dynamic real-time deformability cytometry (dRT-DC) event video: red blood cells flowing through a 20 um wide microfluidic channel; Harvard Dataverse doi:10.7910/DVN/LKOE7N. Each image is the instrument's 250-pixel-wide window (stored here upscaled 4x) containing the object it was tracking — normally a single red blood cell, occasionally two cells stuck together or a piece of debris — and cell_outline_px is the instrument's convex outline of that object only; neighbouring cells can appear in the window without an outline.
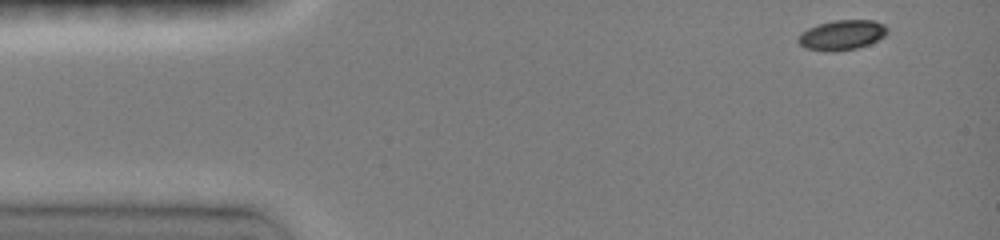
{"species": "common noctule bat (a hibernating species)", "species_latin": "Nyctalus noctula", "temperature_condition": "room temperature", "stored_images_in_passage": 42, "camera_frame_rate_fps": 3000, "um_per_image_px": 0.085, "animal": {"sex": "female", "body_mass_g": 19.0, "forearm_length_mm": 51.5}, "frame": {"image": 1, "passage_image": 1, "time_ms": 0.0, "image_size_px": [1000, 240], "cell_outline_px": [[888, 32], [884, 36], [868, 44], [856, 48], [832, 52], [804, 48], [796, 40], [800, 32], [808, 28], [820, 24], [836, 20], [876, 20], [884, 24], [888, 28]], "centroid_in_image_um": [71.55, 2.97], "position_along_channel_um": 13.5, "area_um2": 15.55}}
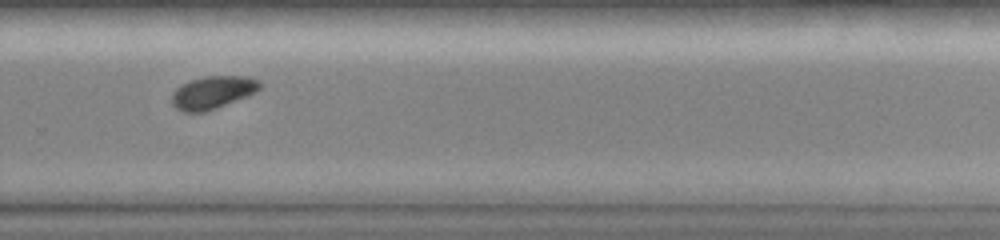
{"frame": {"image": 2, "passage_image": 30, "time_ms": 9.667, "image_size_px": [1000, 240], "cell_outline_px": [[260, 88], [256, 92], [216, 108], [204, 112], [184, 112], [176, 108], [172, 104], [172, 92], [180, 84], [204, 76], [248, 76], [260, 80]], "centroid_in_image_um": [18.06, 7.84], "position_along_channel_um": 311.7, "area_um2": 16.76}}
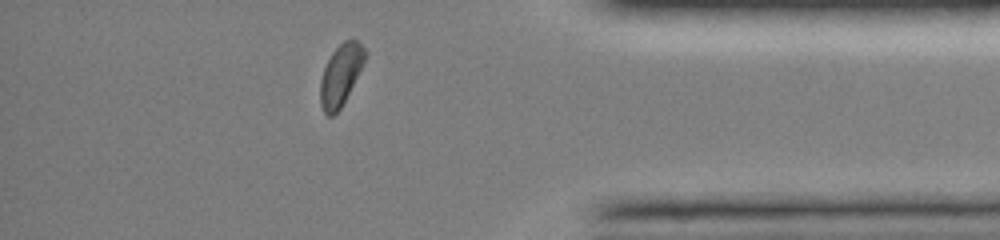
{"frame": {"image": 3, "passage_image": 38, "time_ms": 12.333, "image_size_px": [1000, 240], "cell_outline_px": [[368, 52], [340, 108], [332, 116], [328, 116], [324, 112], [320, 104], [320, 80], [324, 68], [332, 52], [344, 40], [356, 40]], "centroid_in_image_um": [28.93, 6.36], "position_along_channel_um": 406.3, "area_um2": 15.37}, "authors_computed_cell_mechanics": {"area_um2": 16.7042, "velocity_mm_per_s": 4.0765, "shape_relaxation_time_tau1_ms": 1.9707, "shape_relaxation_time_tau2_ms": null, "deformation_change_tau1": 0.1138, "deformation_change_tau2": null}}